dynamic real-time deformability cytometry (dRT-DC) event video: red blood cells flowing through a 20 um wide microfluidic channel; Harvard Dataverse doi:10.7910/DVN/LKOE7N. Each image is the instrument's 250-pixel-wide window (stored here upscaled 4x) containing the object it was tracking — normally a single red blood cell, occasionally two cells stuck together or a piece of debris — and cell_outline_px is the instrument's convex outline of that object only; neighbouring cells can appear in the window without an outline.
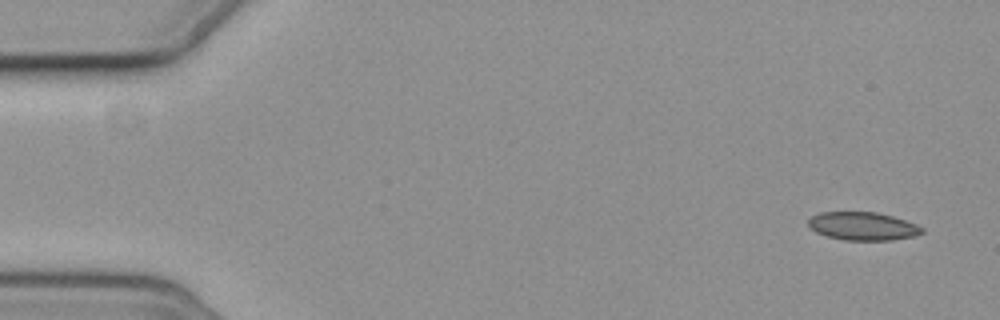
{"species": "common noctule bat (a hibernating species)", "species_latin": "Nyctalus noctula", "temperature_condition": "cold", "stored_images_in_passage": 4, "camera_frame_rate_fps": 3000, "um_per_image_px": 0.085, "animal": {"sex": "female", "body_mass_g": 19.3, "forearm_length_mm": 54.1}, "frame": {"image": 1, "passage_image": 1, "time_ms": 0.0, "image_size_px": [1000, 320], "cell_outline_px": [[924, 232], [916, 236], [892, 240], [844, 240], [828, 236], [816, 232], [808, 224], [808, 220], [812, 216], [820, 212], [876, 212], [892, 216], [916, 224], [924, 228]], "centroid_in_image_um": [73.37, 19.22], "position_along_channel_um": 11.6, "area_um2": 18.61}}